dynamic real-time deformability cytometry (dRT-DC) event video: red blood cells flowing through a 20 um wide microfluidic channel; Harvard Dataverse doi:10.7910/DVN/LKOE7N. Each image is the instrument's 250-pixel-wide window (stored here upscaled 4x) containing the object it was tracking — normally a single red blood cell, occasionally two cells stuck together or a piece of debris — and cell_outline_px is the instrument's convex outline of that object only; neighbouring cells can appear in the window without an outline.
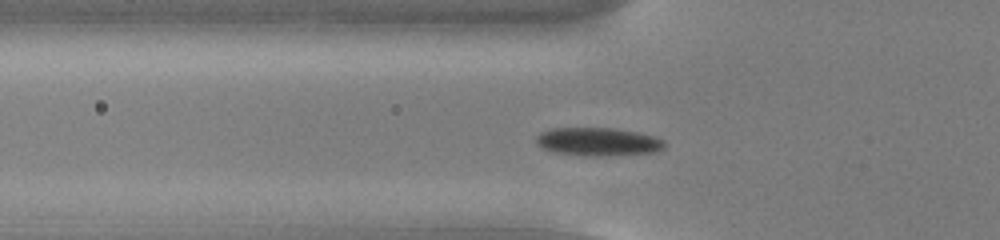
{"species": "common noctule bat (a hibernating species)", "species_latin": "Nyctalus noctula", "temperature_condition": "cold", "stored_images_in_passage": 49, "camera_frame_rate_fps": 3000, "um_per_image_px": 0.085, "animal": {"sex": "male", "body_mass_g": 13.0, "forearm_length_mm": 53.1}, "frame": {"image": 1, "passage_image": 13, "time_ms": 4.0, "image_size_px": [1000, 240], "cell_outline_px": [[664, 148], [656, 152], [604, 156], [584, 156], [552, 152], [540, 148], [536, 140], [536, 136], [540, 132], [552, 128], [612, 128], [636, 132], [656, 136], [664, 140]], "centroid_in_image_um": [50.81, 12.05], "position_along_channel_um": 75.0, "area_um2": 21.33}}
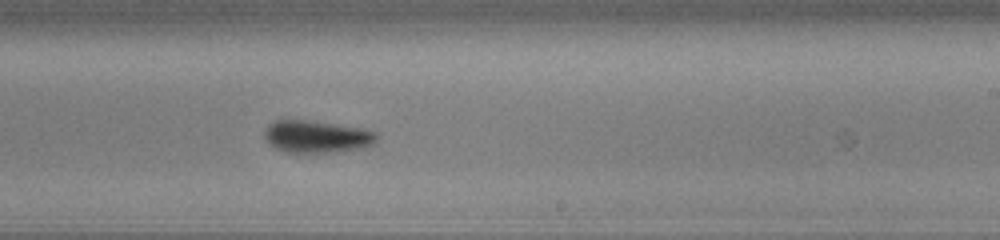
{"frame": {"image": 2, "passage_image": 28, "time_ms": 9.0, "image_size_px": [1000, 240], "cell_outline_px": [[380, 136], [376, 144], [364, 148], [336, 152], [288, 152], [276, 148], [268, 144], [264, 136], [264, 132], [268, 124], [276, 120], [308, 120], [364, 128], [376, 132]], "centroid_in_image_um": [26.98, 11.61], "position_along_channel_um": 262.0, "area_um2": 21.44}}
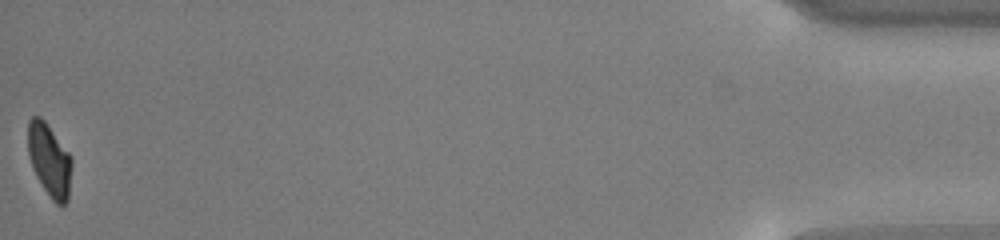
{"frame": {"image": 3, "passage_image": 49, "time_ms": 16.0, "image_size_px": [1000, 240], "cell_outline_px": [[72, 164], [68, 200], [60, 208], [52, 200], [36, 176], [32, 168], [28, 152], [28, 120], [32, 116], [40, 116], [44, 120], [72, 156]], "centroid_in_image_um": [4.21, 13.62], "position_along_channel_um": 431.0, "area_um2": 18.73}, "authors_computed_cell_mechanics": {"area_um2": 20.23, "velocity_mm_per_s": 3.7483, "shape_relaxation_time_tau1_ms": 1.7778, "shape_relaxation_time_tau2_ms": null, "deformation_change_tau1": 0.068, "deformation_change_tau2": null}}